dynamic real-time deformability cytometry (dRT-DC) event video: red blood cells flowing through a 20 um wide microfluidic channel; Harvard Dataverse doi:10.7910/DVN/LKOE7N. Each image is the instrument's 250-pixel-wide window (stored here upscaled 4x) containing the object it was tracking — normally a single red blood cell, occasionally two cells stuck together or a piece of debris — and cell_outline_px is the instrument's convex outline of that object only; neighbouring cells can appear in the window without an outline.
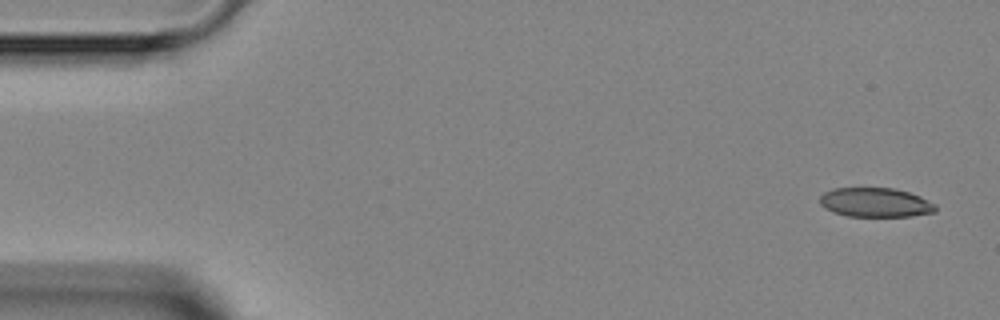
{"species": "Egyptian fruit bat (a non-hibernating species)", "species_latin": "Rousettus aegyptiacus", "temperature_condition": "room temperature", "stored_images_in_passage": 4, "camera_frame_rate_fps": 3000, "um_per_image_px": 0.085, "animal": {"sex": "female"}, "frame": {"image": 1, "passage_image": 4, "time_ms": 5.667, "image_size_px": [1000, 320], "cell_outline_px": [[936, 212], [912, 216], [848, 216], [832, 212], [820, 204], [820, 196], [824, 192], [832, 188], [892, 188], [908, 192], [920, 196], [936, 204]], "centroid_in_image_um": [74.41, 17.21], "position_along_channel_um": 10.6, "area_um2": 19.77}}